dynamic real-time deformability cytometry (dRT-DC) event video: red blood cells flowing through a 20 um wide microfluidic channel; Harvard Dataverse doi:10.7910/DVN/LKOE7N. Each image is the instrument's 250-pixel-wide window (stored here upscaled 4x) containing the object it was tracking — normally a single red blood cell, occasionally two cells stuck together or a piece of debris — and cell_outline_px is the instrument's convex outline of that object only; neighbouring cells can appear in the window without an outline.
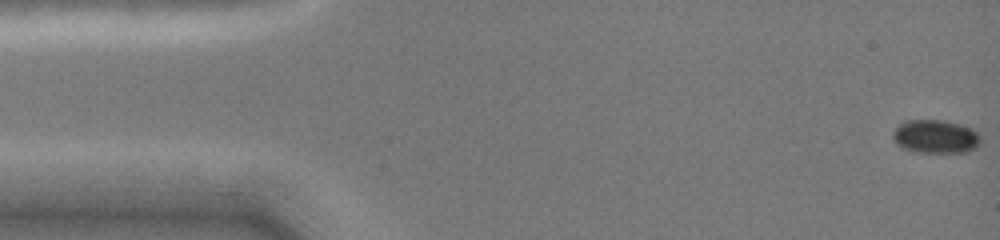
{"species": "common noctule bat (a hibernating species)", "species_latin": "Nyctalus noctula", "temperature_condition": "cold", "stored_images_in_passage": 20, "camera_frame_rate_fps": 3000, "um_per_image_px": 0.085, "animal": {"sex": "female", "body_mass_g": 19.0, "forearm_length_mm": 51.5}, "frame": {"image": 1, "passage_image": 1, "time_ms": 0.0, "image_size_px": [1000, 240], "cell_outline_px": [[980, 144], [976, 148], [968, 152], [912, 152], [896, 144], [892, 140], [892, 132], [904, 120], [944, 120], [960, 124], [972, 128], [980, 136]], "centroid_in_image_um": [79.51, 11.61], "position_along_channel_um": 5.5, "area_um2": 17.34}}
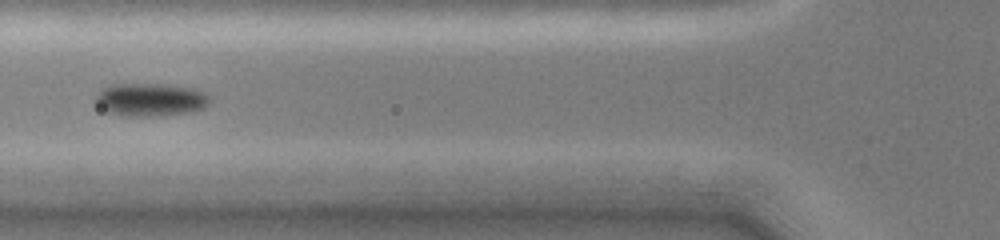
{"frame": {"image": 2, "passage_image": 15, "time_ms": 5.667, "image_size_px": [1000, 240], "cell_outline_px": [[212, 100], [204, 108], [192, 112], [160, 116], [124, 116], [104, 112], [96, 100], [96, 92], [100, 88], [112, 84], [168, 84], [196, 88], [204, 92]], "centroid_in_image_um": [12.79, 8.47], "position_along_channel_um": 113.0, "area_um2": 22.48}}
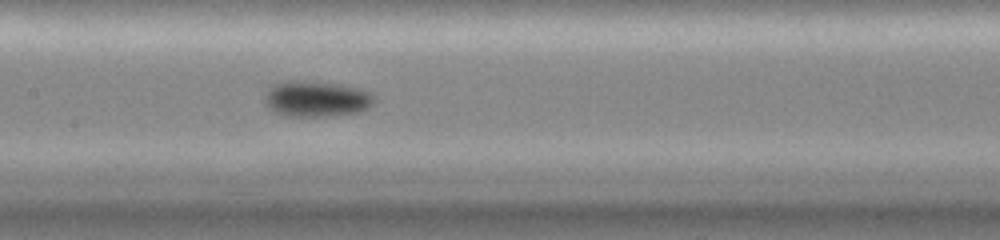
{"frame": {"image": 3, "passage_image": 20, "time_ms": 7.333, "image_size_px": [1000, 240], "cell_outline_px": [[376, 96], [372, 104], [368, 108], [360, 112], [328, 116], [284, 116], [268, 108], [264, 104], [264, 96], [268, 88], [276, 84], [300, 80], [340, 84], [356, 88], [368, 92]], "centroid_in_image_um": [26.88, 8.42], "position_along_channel_um": 180.5, "area_um2": 22.83}}